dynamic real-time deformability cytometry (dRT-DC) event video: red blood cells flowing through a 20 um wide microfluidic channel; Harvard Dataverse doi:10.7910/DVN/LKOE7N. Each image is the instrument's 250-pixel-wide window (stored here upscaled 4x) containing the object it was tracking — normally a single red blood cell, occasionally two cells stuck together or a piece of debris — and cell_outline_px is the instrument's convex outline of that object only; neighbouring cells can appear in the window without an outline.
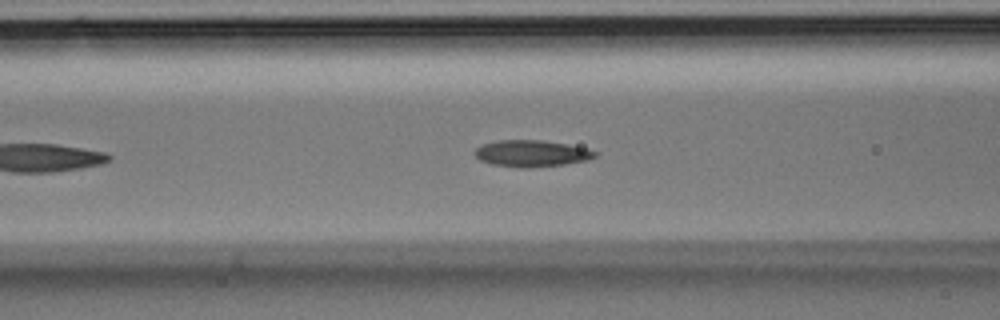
{"species": "Egyptian fruit bat (a non-hibernating species)", "species_latin": "Rousettus aegyptiacus", "temperature_condition": "room temperature", "stored_images_in_passage": 31, "camera_frame_rate_fps": 3000, "um_per_image_px": 0.085, "animal": {"sex": "male"}, "frame": {"image": 1, "passage_image": 8, "time_ms": 2.333, "image_size_px": [1000, 320], "cell_outline_px": [[600, 152], [596, 156], [588, 160], [564, 164], [528, 168], [520, 168], [492, 164], [480, 160], [472, 152], [480, 144], [496, 140], [544, 140], [568, 144], [588, 148]], "centroid_in_image_um": [45.19, 13.03], "position_along_channel_um": 121.4, "area_um2": 18.96}}
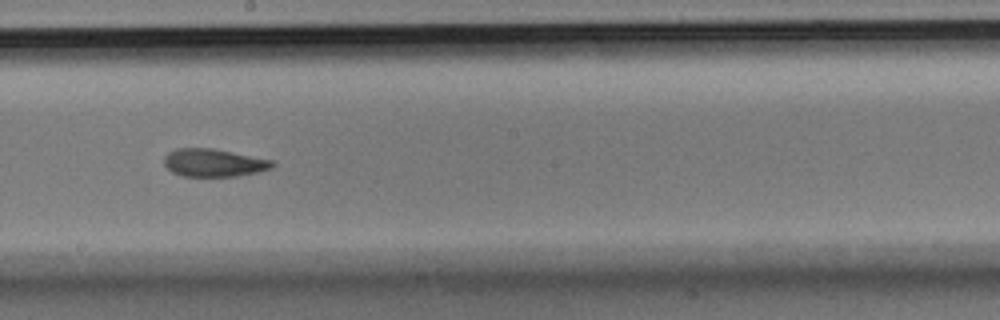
{"frame": {"image": 2, "passage_image": 14, "time_ms": 4.333, "image_size_px": [1000, 320], "cell_outline_px": [[276, 164], [272, 168], [256, 172], [236, 176], [180, 176], [172, 172], [164, 164], [164, 156], [168, 152], [176, 148], [212, 148], [272, 160]], "centroid_in_image_um": [18.14, 13.83], "position_along_channel_um": 230.1, "area_um2": 17.51}}
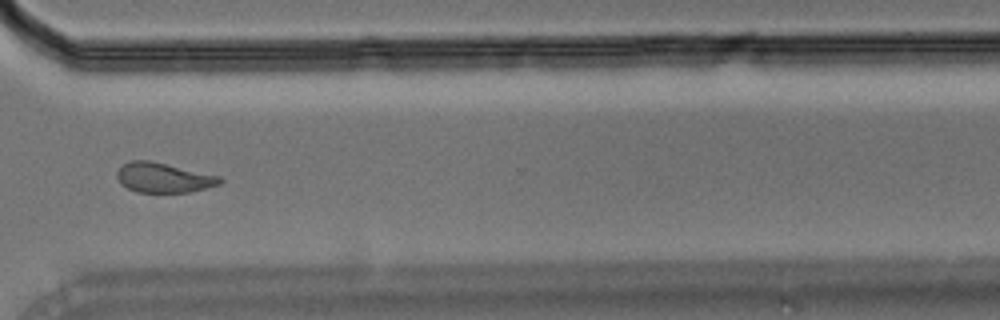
{"frame": {"image": 3, "passage_image": 21, "time_ms": 6.667, "image_size_px": [1000, 320], "cell_outline_px": [[224, 180], [220, 184], [188, 192], [136, 192], [120, 184], [116, 176], [116, 172], [128, 160], [148, 160], [220, 176]], "centroid_in_image_um": [13.87, 15.1], "position_along_channel_um": 356.7, "area_um2": 17.74}}